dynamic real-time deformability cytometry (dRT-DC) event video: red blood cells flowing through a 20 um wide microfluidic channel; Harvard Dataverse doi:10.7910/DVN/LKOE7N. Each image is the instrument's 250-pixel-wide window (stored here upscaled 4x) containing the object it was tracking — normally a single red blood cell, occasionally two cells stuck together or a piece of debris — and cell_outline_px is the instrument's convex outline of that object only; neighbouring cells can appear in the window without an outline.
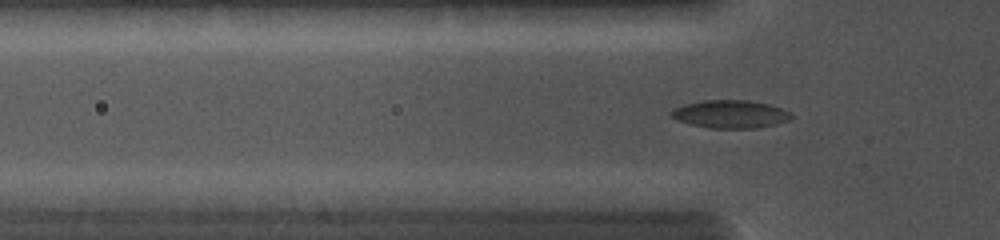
{"species": "common noctule bat (a hibernating species)", "species_latin": "Nyctalus noctula", "temperature_condition": "cold", "stored_images_in_passage": 41, "camera_frame_rate_fps": 5000, "um_per_image_px": 0.085, "animal": {"sex": "female", "body_mass_g": 19.0, "forearm_length_mm": 56.7}, "frame": {"image": 1, "passage_image": 18, "time_ms": 3.8, "image_size_px": [1000, 240], "cell_outline_px": [[792, 116], [788, 120], [776, 124], [756, 128], [708, 128], [676, 120], [668, 112], [672, 108], [684, 104], [704, 100], [748, 100], [768, 104], [792, 112]], "centroid_in_image_um": [62.05, 9.7], "position_along_channel_um": 63.8, "area_um2": 19.59}}
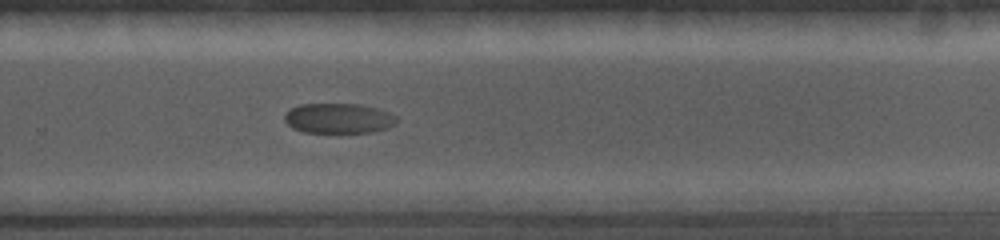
{"frame": {"image": 2, "passage_image": 36, "time_ms": 9.4, "image_size_px": [1000, 240], "cell_outline_px": [[400, 120], [396, 124], [388, 128], [372, 132], [304, 132], [292, 128], [284, 120], [284, 116], [292, 108], [300, 104], [360, 104], [376, 108], [388, 112], [396, 116]], "centroid_in_image_um": [28.82, 10.06], "position_along_channel_um": 301.0, "area_um2": 19.65}}
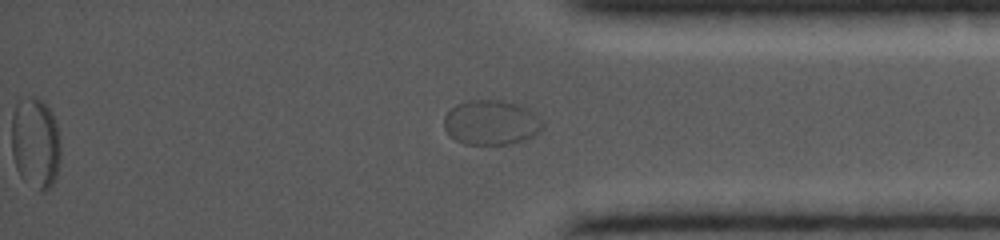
{"frame": {"image": 3, "passage_image": 40, "time_ms": 11.6, "image_size_px": [1000, 240], "cell_outline_px": [[544, 124], [540, 132], [524, 140], [512, 144], [464, 144], [448, 136], [444, 128], [444, 116], [456, 104], [468, 100], [500, 100], [524, 104]], "centroid_in_image_um": [41.74, 10.41], "position_along_channel_um": 393.5, "area_um2": 26.01}}